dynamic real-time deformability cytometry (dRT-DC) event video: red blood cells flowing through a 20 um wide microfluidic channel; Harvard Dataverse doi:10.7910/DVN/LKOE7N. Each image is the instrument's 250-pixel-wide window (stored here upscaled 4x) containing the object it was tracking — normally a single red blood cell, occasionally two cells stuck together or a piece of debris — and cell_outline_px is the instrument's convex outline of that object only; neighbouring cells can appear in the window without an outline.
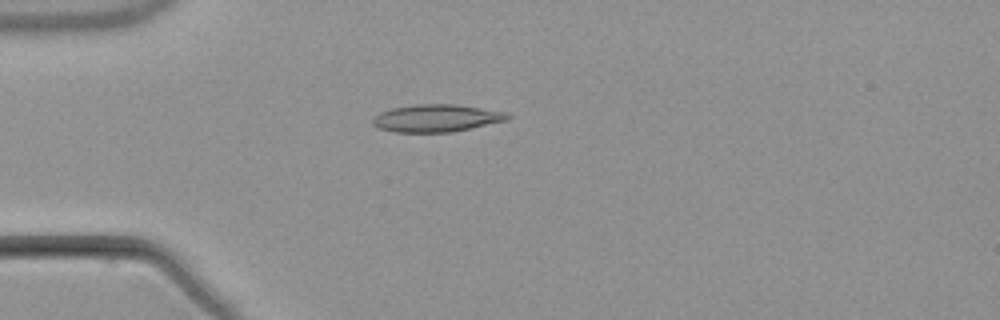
{"species": "common noctule bat (a hibernating species)", "species_latin": "Nyctalus noctula", "temperature_condition": "warm", "stored_images_in_passage": 1, "camera_frame_rate_fps": 3000, "um_per_image_px": 0.085, "animal": {"sex": "male", "body_mass_g": 21.5, "forearm_length_mm": 52.0}, "frame": {"image": 1, "passage_image": 1, "time_ms": 0.0, "image_size_px": [1000, 320], "cell_outline_px": [[512, 116], [508, 120], [452, 132], [396, 132], [380, 128], [372, 124], [372, 120], [380, 112], [392, 108], [416, 104], [456, 104], [508, 112]], "centroid_in_image_um": [37.14, 10.04], "position_along_channel_um": 47.9, "area_um2": 21.56}}